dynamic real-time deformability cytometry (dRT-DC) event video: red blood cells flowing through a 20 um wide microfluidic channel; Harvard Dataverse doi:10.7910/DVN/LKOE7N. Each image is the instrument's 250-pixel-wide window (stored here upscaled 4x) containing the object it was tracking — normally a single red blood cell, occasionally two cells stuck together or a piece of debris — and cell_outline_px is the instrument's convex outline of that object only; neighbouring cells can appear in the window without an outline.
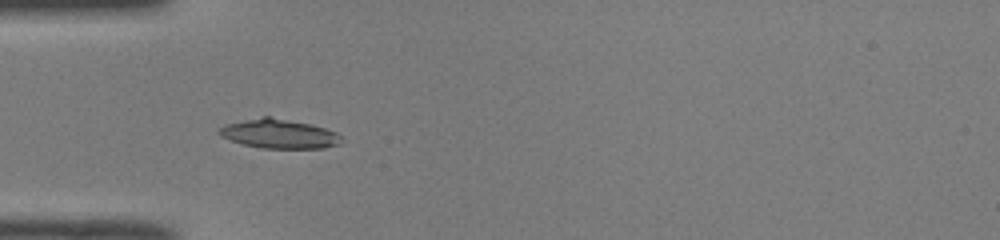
{"species": "common noctule bat (a hibernating species)", "species_latin": "Nyctalus noctula", "temperature_condition": "room temperature", "stored_images_in_passage": 36, "camera_frame_rate_fps": 3000, "um_per_image_px": 0.085, "animal": {"sex": "male", "body_mass_g": 19.0, "forearm_length_mm": 50.8}, "frame": {"image": 1, "passage_image": 1, "time_ms": 0.0, "image_size_px": [1000, 240], "cell_outline_px": [[344, 140], [340, 144], [324, 148], [260, 148], [244, 144], [220, 136], [216, 132], [224, 124], [264, 116], [268, 116], [308, 124], [324, 128], [336, 132]], "centroid_in_image_um": [23.72, 11.38], "position_along_channel_um": 61.3, "area_um2": 20.63}}
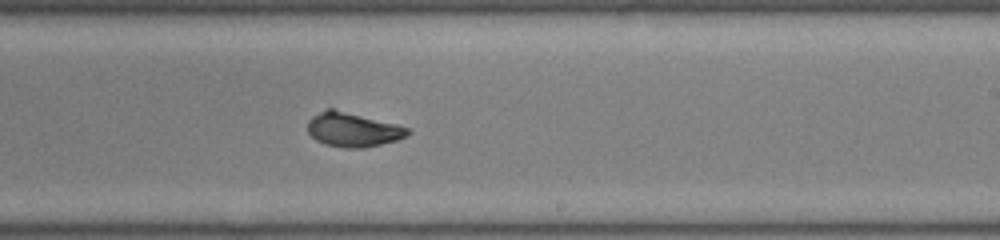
{"frame": {"image": 2, "passage_image": 16, "time_ms": 5.0, "image_size_px": [1000, 240], "cell_outline_px": [[412, 132], [396, 140], [380, 144], [360, 148], [344, 148], [324, 144], [316, 140], [308, 132], [308, 120], [312, 116], [328, 108], [332, 108], [396, 124], [408, 128]], "centroid_in_image_um": [29.96, 11.02], "position_along_channel_um": 259.0, "area_um2": 19.71}}
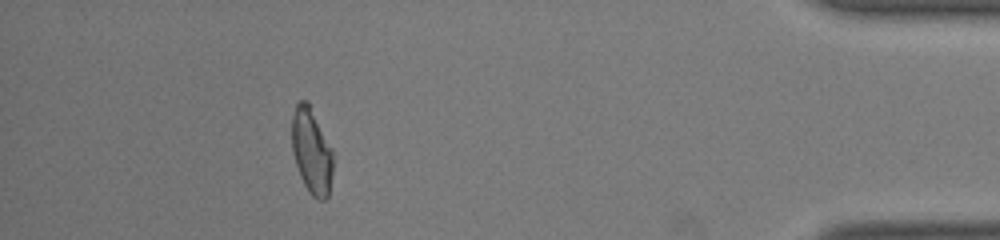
{"frame": {"image": 3, "passage_image": 31, "time_ms": 10.0, "image_size_px": [1000, 240], "cell_outline_px": [[332, 172], [328, 196], [324, 200], [320, 200], [312, 196], [308, 192], [300, 176], [292, 152], [292, 116], [296, 104], [300, 100], [308, 100], [332, 148]], "centroid_in_image_um": [26.48, 12.83], "position_along_channel_um": 408.7, "area_um2": 20.58}, "authors_computed_cell_mechanics": {"area_um2": 20.3456, "velocity_mm_per_s": 4.0055, "shape_relaxation_time_tau1_ms": 4.1459, "shape_relaxation_time_tau2_ms": 1.6313, "deformation_change_tau1": 0.1677, "deformation_change_tau2": 0.0527}}